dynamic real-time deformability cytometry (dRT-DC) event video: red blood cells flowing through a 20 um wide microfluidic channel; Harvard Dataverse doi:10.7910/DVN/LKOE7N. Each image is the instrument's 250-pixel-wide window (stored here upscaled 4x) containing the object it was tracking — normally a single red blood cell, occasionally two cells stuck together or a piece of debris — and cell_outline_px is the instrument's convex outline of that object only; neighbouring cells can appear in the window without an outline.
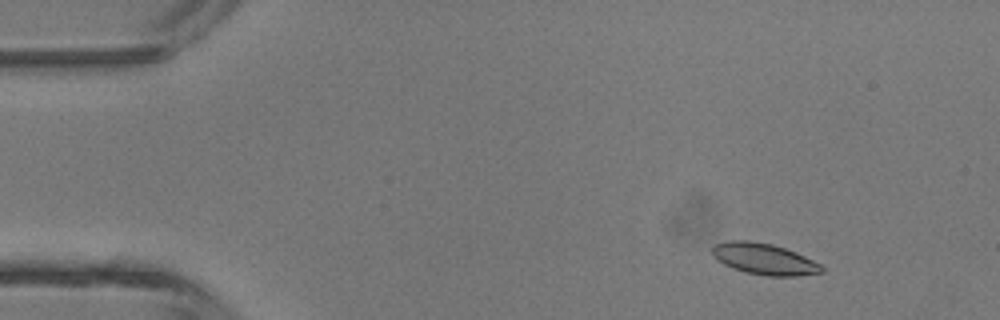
{"species": "common noctule bat (a hibernating species)", "species_latin": "Nyctalus noctula", "temperature_condition": "room temperature", "stored_images_in_passage": 46, "camera_frame_rate_fps": 3000, "um_per_image_px": 0.085, "animal": {"sex": "male", "body_mass_g": 13.3}, "frame": {"image": 1, "passage_image": 5, "time_ms": 1.333, "image_size_px": [1000, 320], "cell_outline_px": [[824, 272], [796, 276], [768, 276], [744, 272], [732, 268], [716, 260], [712, 252], [712, 248], [716, 244], [732, 240], [748, 240], [772, 244], [796, 252], [820, 264], [824, 268]], "centroid_in_image_um": [64.95, 22.02], "position_along_channel_um": 20.0, "area_um2": 19.88}}
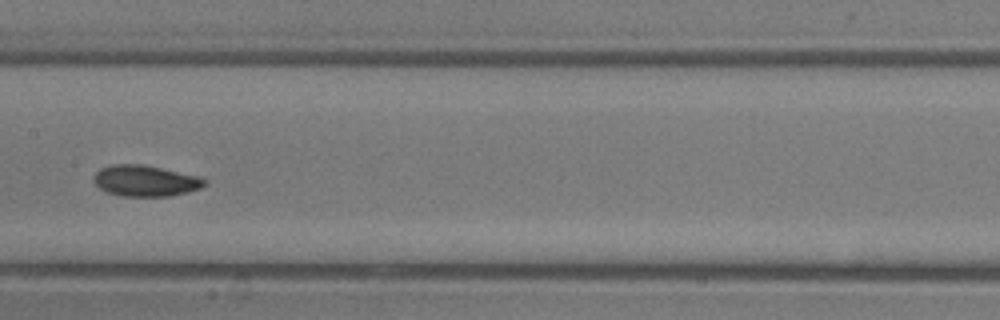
{"frame": {"image": 2, "passage_image": 23, "time_ms": 7.333, "image_size_px": [1000, 320], "cell_outline_px": [[208, 184], [200, 188], [188, 192], [168, 196], [120, 196], [108, 192], [100, 188], [92, 180], [96, 172], [100, 168], [112, 164], [140, 164], [160, 168], [196, 176], [208, 180]], "centroid_in_image_um": [12.34, 15.37], "position_along_channel_um": 195.1, "area_um2": 19.94}}
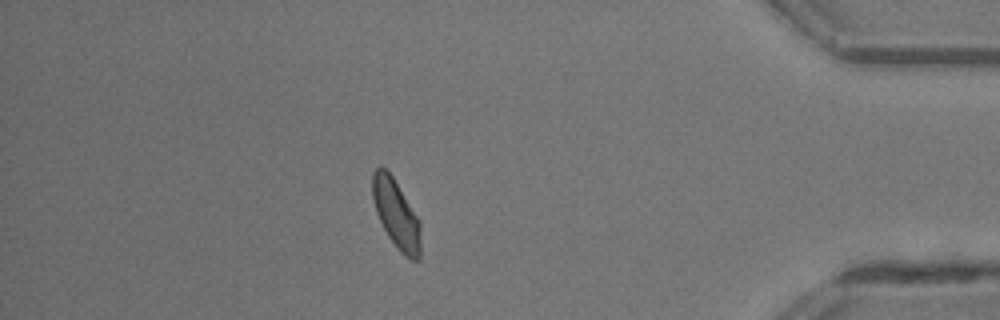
{"frame": {"image": 3, "passage_image": 40, "time_ms": 13.0, "image_size_px": [1000, 320], "cell_outline_px": [[420, 260], [412, 260], [404, 256], [400, 252], [388, 236], [376, 212], [372, 200], [372, 172], [380, 164], [392, 176], [420, 220]], "centroid_in_image_um": [33.67, 18.19], "position_along_channel_um": 401.5, "area_um2": 19.31}, "authors_computed_cell_mechanics": {"area_um2": 19.4208, "velocity_mm_per_s": 4.4228, "shape_relaxation_time_tau1_ms": 2.2461, "shape_relaxation_time_tau2_ms": 2.6931, "deformation_change_tau1": 0.0709, "deformation_change_tau2": 0.059}}